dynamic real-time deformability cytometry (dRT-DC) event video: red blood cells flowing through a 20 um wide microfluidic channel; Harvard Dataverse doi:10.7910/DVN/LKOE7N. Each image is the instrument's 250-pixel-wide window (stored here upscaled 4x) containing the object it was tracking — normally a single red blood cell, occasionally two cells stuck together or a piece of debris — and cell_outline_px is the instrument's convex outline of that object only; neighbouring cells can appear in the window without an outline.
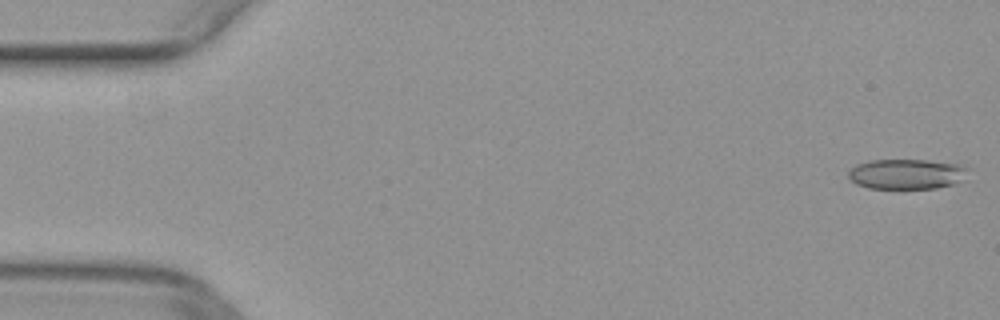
{"species": "common noctule bat (a hibernating species)", "species_latin": "Nyctalus noctula", "temperature_condition": "warm", "stored_images_in_passage": 9, "camera_frame_rate_fps": 3000, "um_per_image_px": 0.085, "animal": {"sex": "female", "body_mass_g": 29.2, "forearm_length_mm": 56.3}, "frame": {"image": 1, "passage_image": 1, "time_ms": 0.0, "image_size_px": [1000, 320], "cell_outline_px": [[968, 168], [960, 180], [952, 184], [936, 188], [868, 188], [856, 184], [848, 176], [848, 172], [856, 164], [868, 160], [928, 160], [960, 164]], "centroid_in_image_um": [77.01, 14.78], "position_along_channel_um": 8.0, "area_um2": 20.81}}